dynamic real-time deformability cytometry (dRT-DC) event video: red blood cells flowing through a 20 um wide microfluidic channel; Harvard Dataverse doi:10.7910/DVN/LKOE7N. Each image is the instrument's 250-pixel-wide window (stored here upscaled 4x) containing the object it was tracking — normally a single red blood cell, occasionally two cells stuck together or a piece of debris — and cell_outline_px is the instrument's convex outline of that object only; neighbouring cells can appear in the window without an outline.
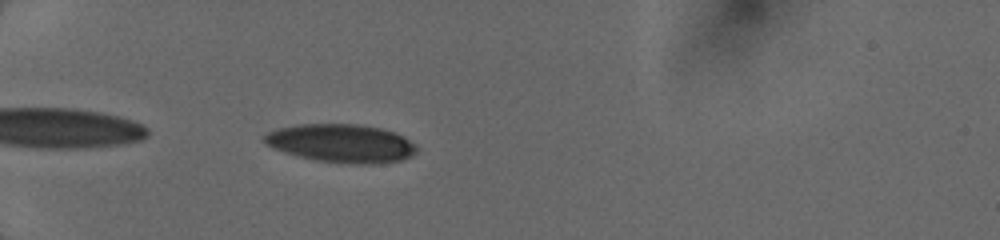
{"species": "human", "species_latin": "Homo sapiens", "temperature_condition": "cold", "stored_images_in_passage": 28, "camera_frame_rate_fps": 3000, "um_per_image_px": 0.085, "donor": {"sex": "female"}, "frame": {"image": 1, "passage_image": 1, "time_ms": 0.0, "image_size_px": [1000, 240], "cell_outline_px": [[416, 152], [412, 156], [400, 160], [372, 164], [348, 164], [316, 160], [284, 152], [264, 144], [264, 136], [268, 132], [276, 128], [300, 124], [356, 124], [380, 128], [396, 132], [404, 136], [416, 144]], "centroid_in_image_um": [29.02, 12.18], "position_along_channel_um": 56.0, "area_um2": 34.1}}
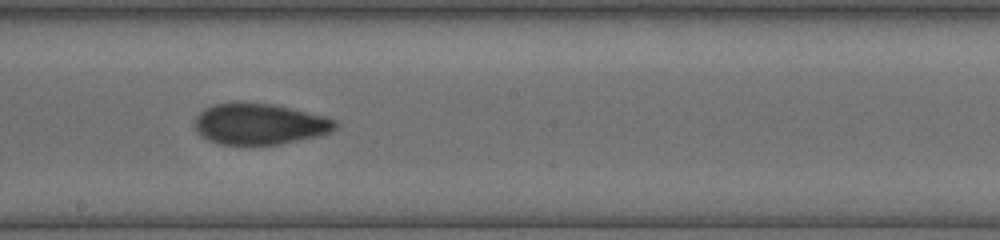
{"frame": {"image": 2, "passage_image": 14, "time_ms": 4.667, "image_size_px": [1000, 240], "cell_outline_px": [[336, 128], [332, 132], [320, 136], [280, 144], [220, 144], [208, 140], [200, 136], [196, 132], [192, 124], [196, 116], [204, 108], [216, 104], [272, 104], [324, 116], [336, 120]], "centroid_in_image_um": [22.05, 10.57], "position_along_channel_um": 226.2, "area_um2": 33.35}}
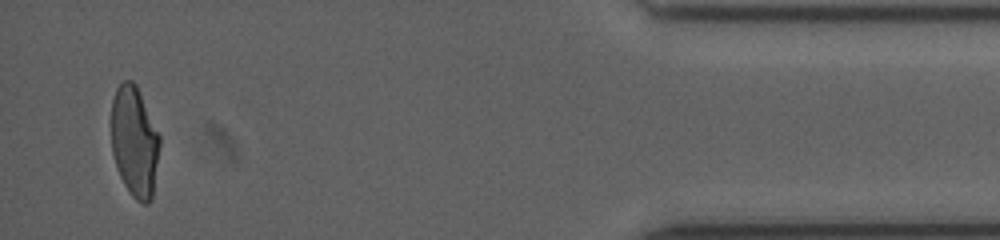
{"frame": {"image": 3, "passage_image": 28, "time_ms": 10.667, "image_size_px": [1000, 240], "cell_outline_px": [[160, 144], [152, 196], [148, 204], [144, 204], [136, 200], [132, 196], [124, 184], [120, 176], [112, 152], [112, 100], [116, 88], [124, 80], [132, 80], [136, 84], [160, 136]], "centroid_in_image_um": [11.43, 12.03], "position_along_channel_um": 423.8, "area_um2": 30.92}}